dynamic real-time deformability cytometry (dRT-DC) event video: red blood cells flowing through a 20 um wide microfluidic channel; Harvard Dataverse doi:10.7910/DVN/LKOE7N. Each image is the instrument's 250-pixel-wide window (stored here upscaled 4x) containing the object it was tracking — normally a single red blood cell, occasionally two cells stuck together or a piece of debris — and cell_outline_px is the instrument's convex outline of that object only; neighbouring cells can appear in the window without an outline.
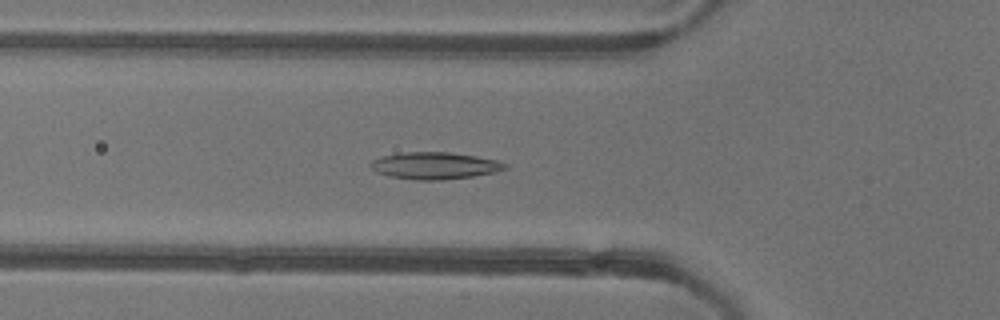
{"species": "common noctule bat (a hibernating species)", "species_latin": "Nyctalus noctula", "temperature_condition": "warm", "stored_images_in_passage": 53, "camera_frame_rate_fps": 3000, "um_per_image_px": 0.085, "animal": {"sex": "female"}, "frame": {"image": 1, "passage_image": 18, "time_ms": 5.667, "image_size_px": [1000, 320], "cell_outline_px": [[508, 168], [496, 172], [472, 176], [444, 180], [416, 180], [388, 176], [376, 172], [368, 164], [372, 160], [380, 156], [400, 152], [448, 152], [476, 156], [496, 160], [508, 164]], "centroid_in_image_um": [36.92, 14.08], "position_along_channel_um": 88.9, "area_um2": 21.33}}
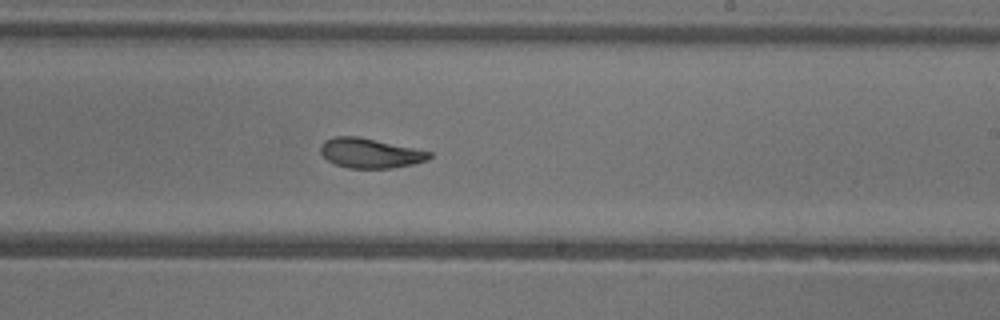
{"frame": {"image": 2, "passage_image": 31, "time_ms": 10.0, "image_size_px": [1000, 320], "cell_outline_px": [[432, 156], [428, 160], [412, 164], [392, 168], [348, 168], [336, 164], [328, 160], [320, 152], [320, 144], [324, 140], [332, 136], [356, 136], [432, 152]], "centroid_in_image_um": [31.43, 13.01], "position_along_channel_um": 257.6, "area_um2": 18.73}}
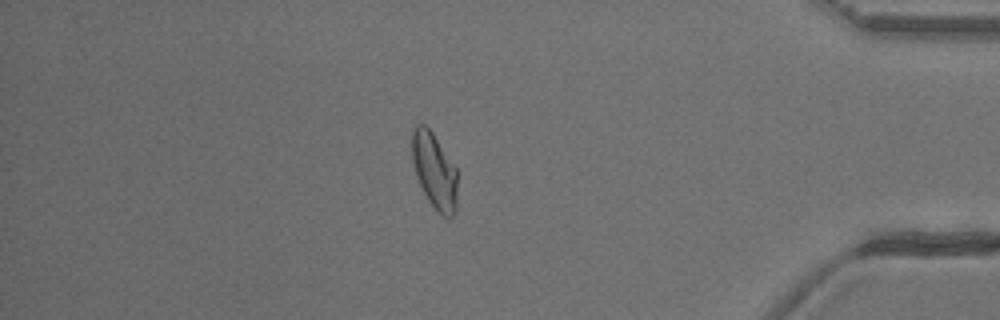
{"frame": {"image": 3, "passage_image": 45, "time_ms": 14.667, "image_size_px": [1000, 320], "cell_outline_px": [[456, 212], [448, 220], [440, 216], [428, 200], [416, 176], [412, 160], [412, 128], [416, 124], [424, 124], [432, 132], [456, 168]], "centroid_in_image_um": [36.92, 14.55], "position_along_channel_um": 398.3, "area_um2": 20.06}, "authors_computed_cell_mechanics": {"area_um2": 20.4612, "velocity_mm_per_s": 3.883, "shape_relaxation_time_tau1_ms": 5.9141, "shape_relaxation_time_tau2_ms": 2.3675, "deformation_change_tau1": 0.1681, "deformation_change_tau2": 0.0905}}